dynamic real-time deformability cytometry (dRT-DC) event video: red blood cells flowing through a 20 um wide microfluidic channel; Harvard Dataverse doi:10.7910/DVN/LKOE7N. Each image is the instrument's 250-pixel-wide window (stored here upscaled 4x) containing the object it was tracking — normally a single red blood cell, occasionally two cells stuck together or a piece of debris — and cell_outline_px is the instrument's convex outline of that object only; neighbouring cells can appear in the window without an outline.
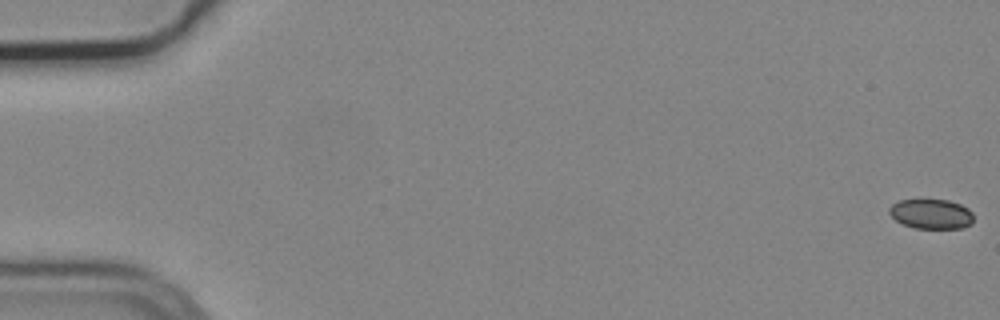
{"species": "common noctule bat (a hibernating species)", "species_latin": "Nyctalus noctula", "temperature_condition": "cold", "stored_images_in_passage": 5, "camera_frame_rate_fps": 3000, "um_per_image_px": 0.085, "animal": {"sex": "male", "body_mass_g": 19.2, "forearm_length_mm": 51.8}, "frame": {"image": 1, "passage_image": 1, "time_ms": 0.0, "image_size_px": [1000, 320], "cell_outline_px": [[972, 224], [964, 228], [916, 228], [904, 224], [896, 220], [888, 212], [888, 208], [892, 204], [900, 200], [948, 200], [960, 204], [968, 208], [972, 212]], "centroid_in_image_um": [79.16, 18.18], "position_along_channel_um": 5.8, "area_um2": 14.57}}
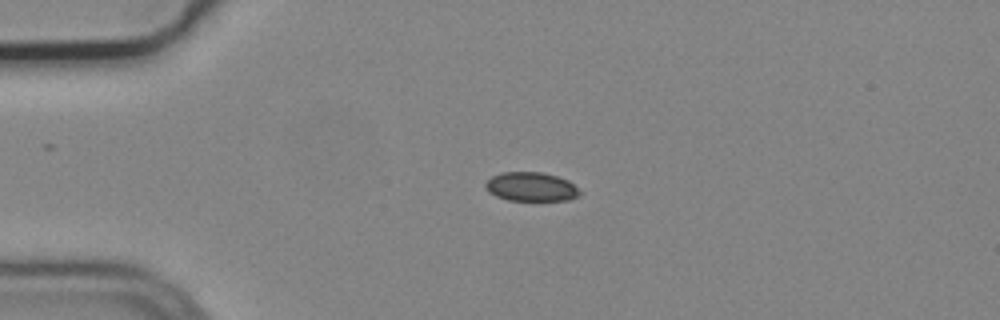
{"frame": {"image": 2, "passage_image": 4, "time_ms": 1.0, "image_size_px": [1000, 320], "cell_outline_px": [[584, 192], [580, 196], [568, 200], [508, 200], [496, 196], [488, 192], [484, 188], [484, 184], [492, 176], [500, 172], [544, 172], [568, 180]], "centroid_in_image_um": [45.16, 15.87], "position_along_channel_um": 39.8, "area_um2": 16.18}}